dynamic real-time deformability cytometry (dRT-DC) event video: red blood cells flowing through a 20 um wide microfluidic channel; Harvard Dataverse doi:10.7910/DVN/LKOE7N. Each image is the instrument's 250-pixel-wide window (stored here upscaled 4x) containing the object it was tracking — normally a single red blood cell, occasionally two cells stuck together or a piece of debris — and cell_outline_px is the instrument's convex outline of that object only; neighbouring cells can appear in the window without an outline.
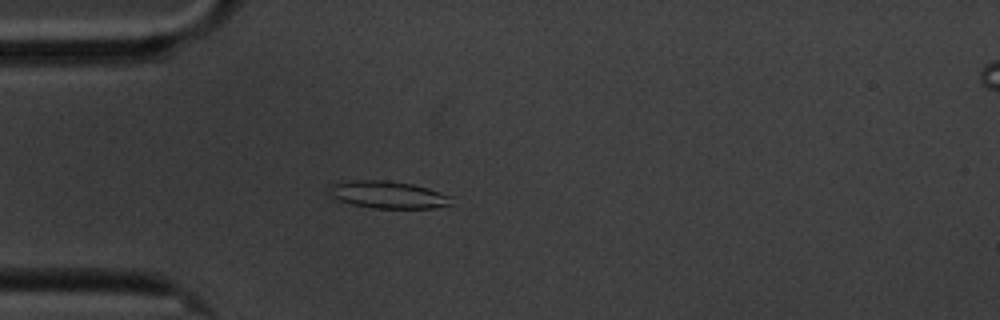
{"species": "common noctule bat (a hibernating species)", "species_latin": "Nyctalus noctula", "temperature_condition": "cold", "stored_images_in_passage": 53, "camera_frame_rate_fps": 3000, "um_per_image_px": 0.085, "animal": {"sex": "male", "body_mass_g": 20.1, "forearm_length_mm": 53.5}, "frame": {"image": 1, "passage_image": 10, "time_ms": 3.0, "image_size_px": [1000, 320], "cell_outline_px": [[456, 196], [452, 204], [432, 208], [372, 208], [352, 204], [340, 200], [332, 196], [328, 192], [328, 184], [352, 180], [388, 180], [412, 184], [428, 188]], "centroid_in_image_um": [33.03, 16.54], "position_along_channel_um": 52.0, "area_um2": 19.77}}
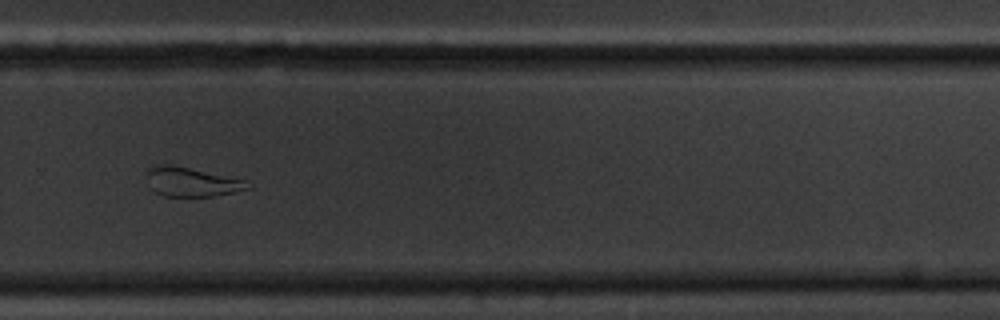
{"frame": {"image": 2, "passage_image": 34, "time_ms": 11.0, "image_size_px": [1000, 320], "cell_outline_px": [[252, 188], [236, 192], [212, 196], [164, 196], [156, 192], [152, 188], [148, 176], [148, 168], [168, 164], [172, 164], [244, 180]], "centroid_in_image_um": [16.32, 15.47], "position_along_channel_um": 313.5, "area_um2": 16.7}}
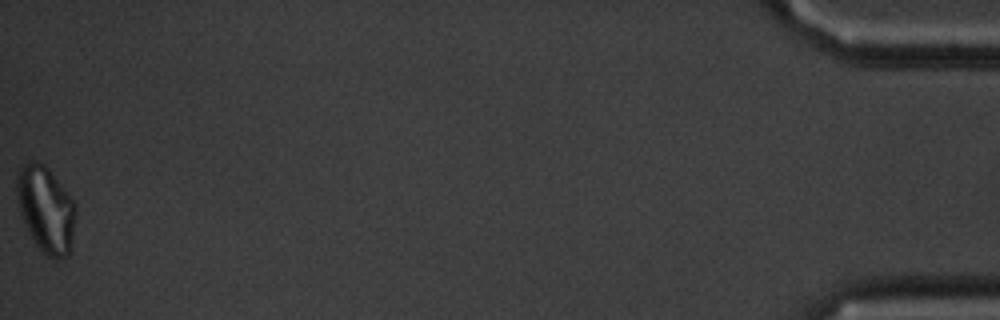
{"frame": {"image": 3, "passage_image": 53, "time_ms": 17.333, "image_size_px": [1000, 320], "cell_outline_px": [[76, 212], [72, 244], [68, 256], [56, 260], [44, 256], [40, 252], [20, 212], [16, 192], [16, 176], [20, 168], [28, 160], [32, 160], [44, 164], [48, 168], [76, 204]], "centroid_in_image_um": [3.91, 17.81], "position_along_channel_um": 431.3, "area_um2": 29.71}, "authors_computed_cell_mechanics": {"area_um2": 19.9988, "velocity_mm_per_s": 3.3857, "shape_relaxation_time_tau1_ms": null, "shape_relaxation_time_tau2_ms": 3.8082, "deformation_change_tau1": null, "deformation_change_tau2": 0.1093}}